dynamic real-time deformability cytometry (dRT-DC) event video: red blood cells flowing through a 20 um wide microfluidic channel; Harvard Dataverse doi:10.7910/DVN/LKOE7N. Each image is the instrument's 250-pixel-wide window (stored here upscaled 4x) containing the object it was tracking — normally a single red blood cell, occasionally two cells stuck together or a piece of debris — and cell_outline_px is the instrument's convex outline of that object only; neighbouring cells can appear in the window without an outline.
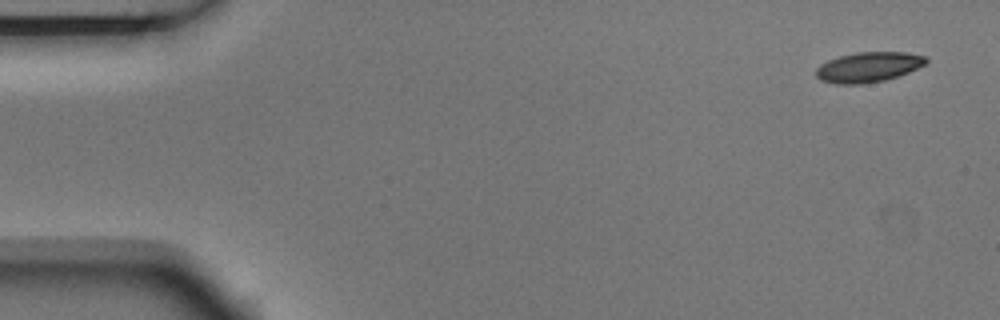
{"species": "Egyptian fruit bat (a non-hibernating species)", "species_latin": "Rousettus aegyptiacus", "temperature_condition": "room temperature", "stored_images_in_passage": 4, "camera_frame_rate_fps": 3000, "um_per_image_px": 0.085, "animal": {"sex": "male"}, "frame": {"image": 1, "passage_image": 1, "time_ms": 0.0, "image_size_px": [1000, 320], "cell_outline_px": [[928, 60], [924, 64], [900, 76], [884, 80], [864, 84], [836, 84], [820, 80], [816, 76], [816, 68], [820, 64], [828, 60], [840, 56], [856, 52], [908, 52], [928, 56]], "centroid_in_image_um": [73.82, 5.7], "position_along_channel_um": 11.2, "area_um2": 19.42}}